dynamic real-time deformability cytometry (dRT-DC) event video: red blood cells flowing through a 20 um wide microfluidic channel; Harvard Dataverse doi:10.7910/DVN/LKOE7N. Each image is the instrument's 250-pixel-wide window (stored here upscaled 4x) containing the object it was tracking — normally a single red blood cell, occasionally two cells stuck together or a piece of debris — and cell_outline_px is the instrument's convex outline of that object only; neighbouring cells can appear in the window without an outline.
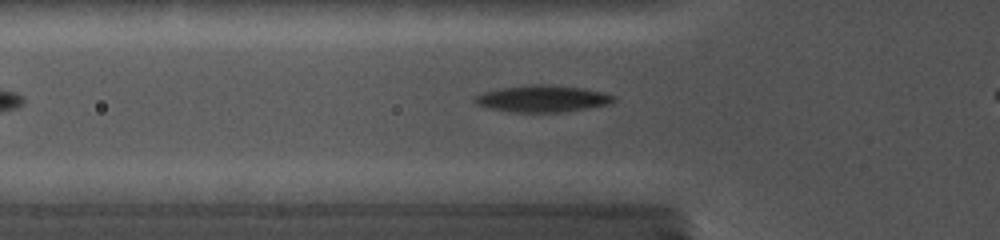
{"species": "common noctule bat (a hibernating species)", "species_latin": "Nyctalus noctula", "temperature_condition": "cold", "stored_images_in_passage": 7, "camera_frame_rate_fps": 5000, "um_per_image_px": 0.085, "animal": {"sex": "female", "body_mass_g": 19.0, "forearm_length_mm": 56.7}, "frame": {"image": 1, "passage_image": 2, "time_ms": 0.2, "image_size_px": [1000, 240], "cell_outline_px": [[616, 100], [608, 104], [560, 112], [508, 112], [488, 108], [476, 104], [476, 96], [488, 92], [504, 88], [540, 84], [580, 88], [600, 92], [616, 96]], "centroid_in_image_um": [46.12, 8.41], "position_along_channel_um": 79.7, "area_um2": 20.87}}